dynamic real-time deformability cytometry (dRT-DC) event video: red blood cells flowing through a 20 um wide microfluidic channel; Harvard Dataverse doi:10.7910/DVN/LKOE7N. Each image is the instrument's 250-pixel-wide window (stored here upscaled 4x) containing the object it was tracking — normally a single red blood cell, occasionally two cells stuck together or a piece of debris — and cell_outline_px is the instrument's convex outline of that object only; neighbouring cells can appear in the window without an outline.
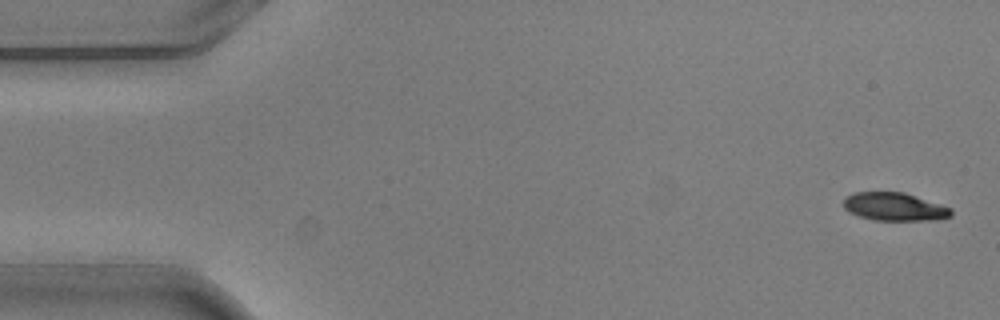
{"species": "common noctule bat (a hibernating species)", "species_latin": "Nyctalus noctula", "temperature_condition": "warm", "stored_images_in_passage": 4, "camera_frame_rate_fps": 3000, "um_per_image_px": 0.085, "animal": {"sex": "male", "body_mass_g": 20.5, "forearm_length_mm": 52.5}, "frame": {"image": 1, "passage_image": 1, "time_ms": 0.0, "image_size_px": [1000, 320], "cell_outline_px": [[952, 216], [940, 220], [872, 220], [848, 212], [844, 208], [844, 200], [852, 192], [904, 192], [952, 208]], "centroid_in_image_um": [76.05, 17.58], "position_along_channel_um": 8.9, "area_um2": 17.69}}
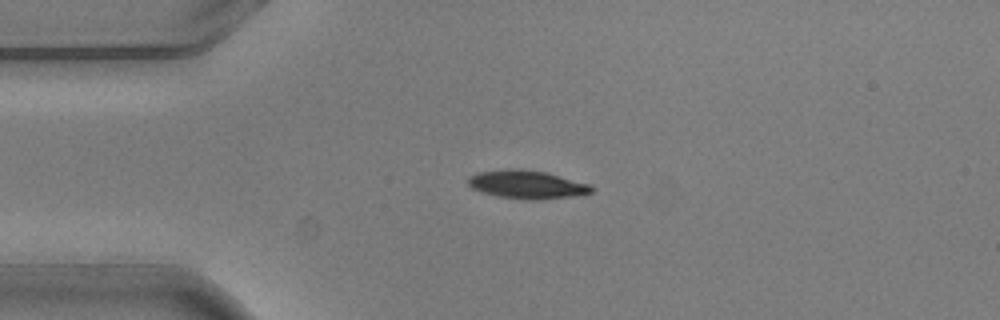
{"frame": {"image": 2, "passage_image": 4, "time_ms": 1.0, "image_size_px": [1000, 320], "cell_outline_px": [[592, 192], [572, 196], [536, 200], [524, 200], [496, 196], [472, 188], [468, 184], [468, 176], [476, 172], [508, 168], [520, 168], [548, 172], [592, 184]], "centroid_in_image_um": [44.78, 15.66], "position_along_channel_um": 40.2, "area_um2": 20.69}}